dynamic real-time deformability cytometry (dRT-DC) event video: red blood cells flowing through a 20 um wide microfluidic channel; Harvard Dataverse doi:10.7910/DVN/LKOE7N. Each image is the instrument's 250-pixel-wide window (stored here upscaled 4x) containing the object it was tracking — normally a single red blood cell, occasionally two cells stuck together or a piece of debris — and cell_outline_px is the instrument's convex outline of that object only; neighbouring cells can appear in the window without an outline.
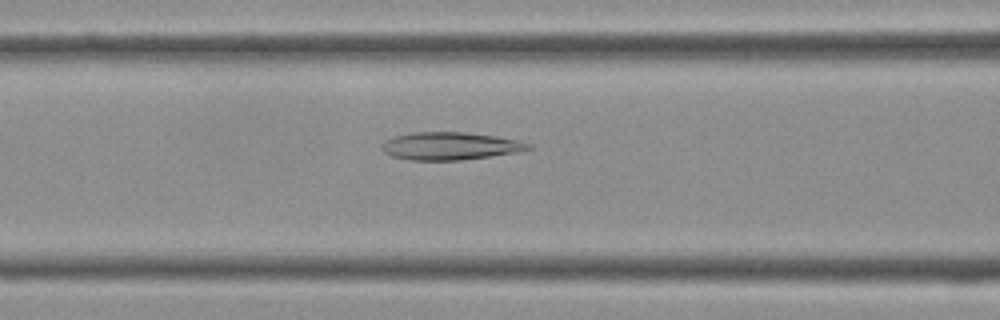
{"species": "Egyptian fruit bat (a non-hibernating species)", "species_latin": "Rousettus aegyptiacus", "temperature_condition": "cold", "stored_images_in_passage": 40, "camera_frame_rate_fps": 3000, "um_per_image_px": 0.085, "frame": {"image": 1, "passage_image": 16, "time_ms": 5.0, "image_size_px": [1000, 320], "cell_outline_px": [[532, 148], [520, 152], [460, 160], [412, 160], [392, 156], [384, 152], [380, 148], [380, 144], [384, 140], [396, 136], [412, 132], [464, 132], [520, 140], [532, 144]], "centroid_in_image_um": [38.25, 12.41], "position_along_channel_um": 128.3, "area_um2": 23.7}}
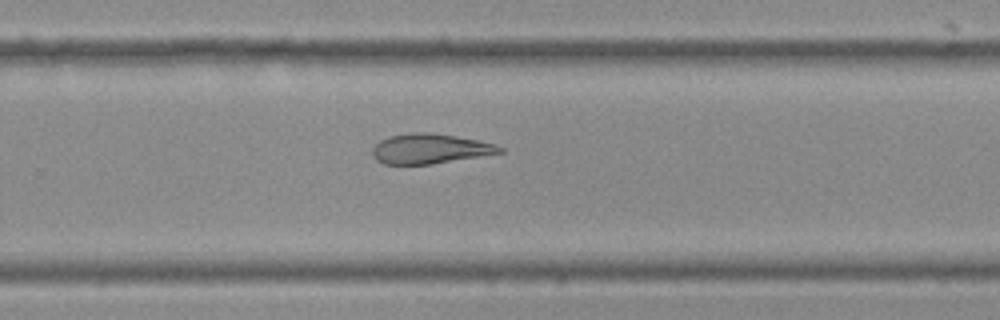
{"frame": {"image": 2, "passage_image": 26, "time_ms": 8.333, "image_size_px": [1000, 320], "cell_outline_px": [[504, 152], [432, 164], [384, 164], [376, 160], [372, 156], [372, 148], [380, 140], [388, 136], [412, 132], [428, 132], [456, 136], [480, 140], [496, 144], [504, 148]], "centroid_in_image_um": [36.54, 12.63], "position_along_channel_um": 293.3, "area_um2": 22.31}}
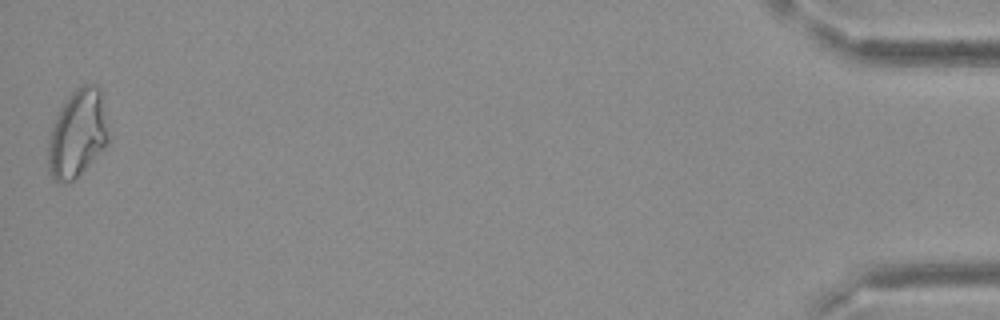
{"frame": {"image": 3, "passage_image": 40, "time_ms": 13.0, "image_size_px": [1000, 320], "cell_outline_px": [[108, 144], [72, 180], [60, 184], [48, 172], [48, 144], [52, 128], [56, 116], [64, 100], [80, 84], [96, 84], [100, 88], [108, 140]], "centroid_in_image_um": [6.55, 11.33], "position_along_channel_um": 428.6, "area_um2": 30.23}}